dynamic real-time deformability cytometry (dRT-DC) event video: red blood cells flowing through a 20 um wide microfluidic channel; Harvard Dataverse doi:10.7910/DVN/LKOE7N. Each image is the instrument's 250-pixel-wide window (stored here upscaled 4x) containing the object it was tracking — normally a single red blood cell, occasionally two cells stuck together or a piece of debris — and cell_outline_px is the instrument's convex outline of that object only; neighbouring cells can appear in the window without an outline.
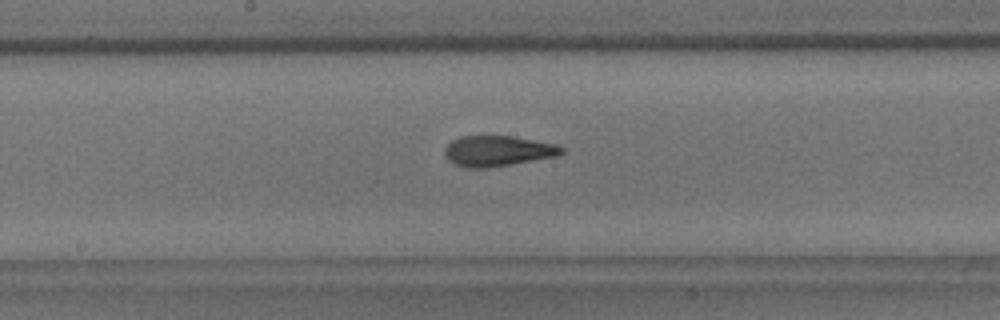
{"species": "common noctule bat (a hibernating species)", "species_latin": "Nyctalus noctula", "temperature_condition": "room temperature", "stored_images_in_passage": 36, "camera_frame_rate_fps": 3000, "um_per_image_px": 0.085, "animal": {"sex": "male", "body_mass_g": 18.8}, "frame": {"image": 1, "passage_image": 16, "time_ms": 5.0, "image_size_px": [1000, 320], "cell_outline_px": [[564, 152], [556, 156], [512, 164], [488, 168], [468, 168], [456, 164], [448, 160], [444, 152], [444, 148], [452, 140], [460, 136], [512, 136], [556, 144], [564, 148]], "centroid_in_image_um": [42.29, 12.83], "position_along_channel_um": 205.9, "area_um2": 20.75}}
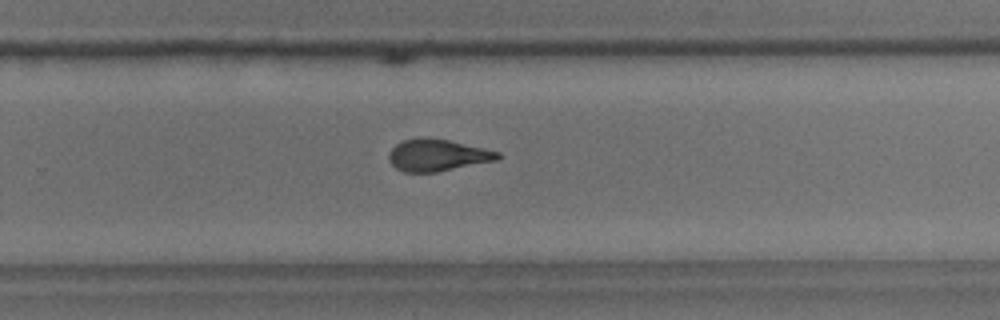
{"frame": {"image": 2, "passage_image": 23, "time_ms": 7.333, "image_size_px": [1000, 320], "cell_outline_px": [[500, 160], [436, 172], [404, 172], [396, 168], [388, 160], [388, 152], [396, 144], [404, 140], [448, 140], [484, 148], [500, 152]], "centroid_in_image_um": [37.21, 13.23], "position_along_channel_um": 292.6, "area_um2": 19.77}}
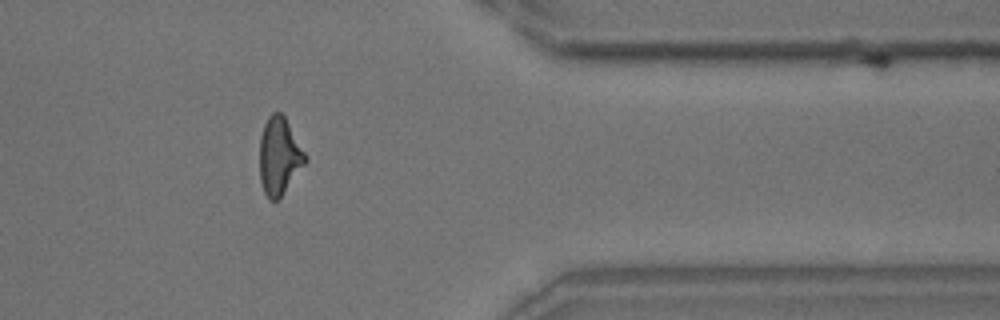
{"frame": {"image": 3, "passage_image": 32, "time_ms": 10.333, "image_size_px": [1000, 320], "cell_outline_px": [[308, 160], [284, 192], [276, 200], [268, 200], [264, 192], [260, 180], [260, 136], [264, 124], [268, 116], [272, 112], [280, 112], [284, 116], [304, 152]], "centroid_in_image_um": [23.72, 13.27], "position_along_channel_um": 387.7, "area_um2": 20.29}}